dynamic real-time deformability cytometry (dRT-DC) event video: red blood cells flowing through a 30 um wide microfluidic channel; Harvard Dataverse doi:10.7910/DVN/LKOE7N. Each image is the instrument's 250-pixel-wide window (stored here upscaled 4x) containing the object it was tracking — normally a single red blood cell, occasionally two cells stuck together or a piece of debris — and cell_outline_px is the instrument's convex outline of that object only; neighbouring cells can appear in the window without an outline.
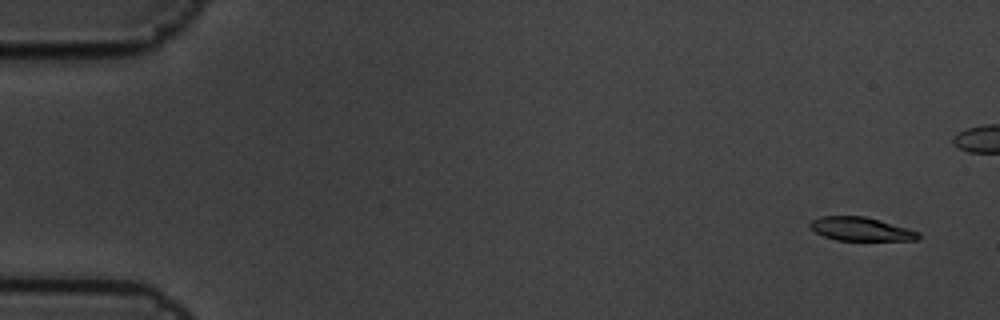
{"species": "common noctule bat (a hibernating species)", "species_latin": "Nyctalus noctula", "temperature_condition": "cold", "stored_images_in_passage": 17, "camera_frame_rate_fps": 3000, "um_per_image_px": 0.085, "animal": {"sex": "male", "body_mass_g": 19.5, "forearm_length_mm": 54.6}, "frame": {"image": 1, "passage_image": 1, "time_ms": 0.0, "image_size_px": [1000, 320], "cell_outline_px": [[920, 236], [916, 240], [836, 240], [824, 236], [816, 232], [808, 224], [812, 220], [820, 216], [864, 216], [880, 220], [908, 228], [920, 232]], "centroid_in_image_um": [73.18, 19.46], "position_along_channel_um": 11.8, "area_um2": 14.8}}
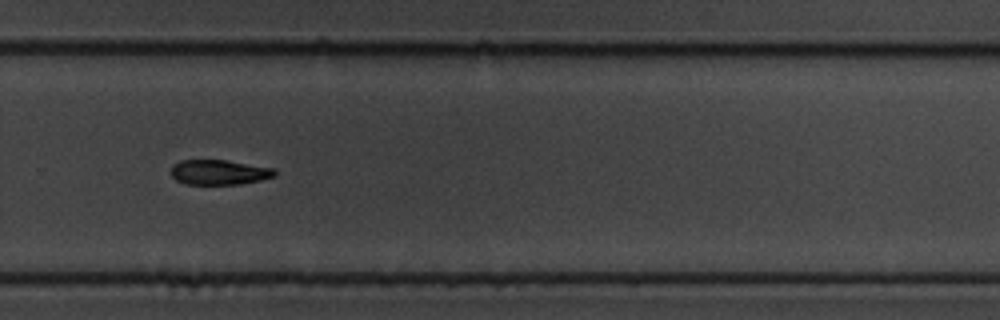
{"frame": {"image": 2, "passage_image": 11, "time_ms": 3.333, "image_size_px": [1000, 320], "cell_outline_px": [[276, 176], [260, 180], [240, 184], [184, 184], [176, 180], [168, 172], [172, 164], [180, 160], [224, 160], [276, 168]], "centroid_in_image_um": [18.59, 14.64], "position_along_channel_um": 311.2, "area_um2": 15.32}}
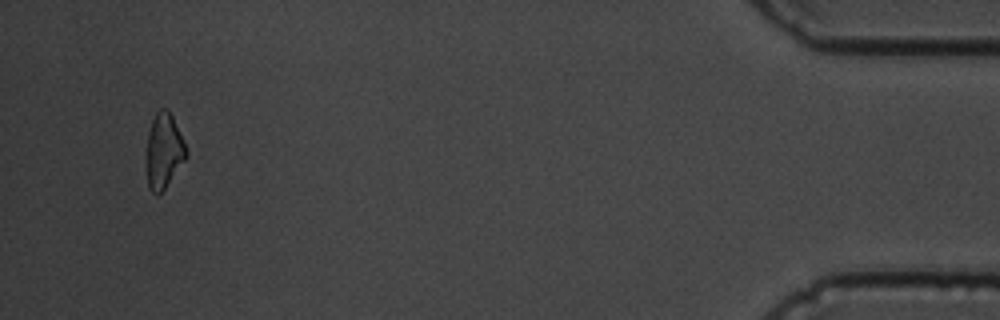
{"frame": {"image": 3, "passage_image": 17, "time_ms": 5.333, "image_size_px": [1000, 320], "cell_outline_px": [[188, 156], [164, 188], [160, 192], [152, 192], [148, 188], [148, 132], [152, 120], [156, 112], [160, 108], [168, 108], [172, 116], [188, 152]], "centroid_in_image_um": [13.95, 12.78], "position_along_channel_um": 421.3, "area_um2": 16.76}}